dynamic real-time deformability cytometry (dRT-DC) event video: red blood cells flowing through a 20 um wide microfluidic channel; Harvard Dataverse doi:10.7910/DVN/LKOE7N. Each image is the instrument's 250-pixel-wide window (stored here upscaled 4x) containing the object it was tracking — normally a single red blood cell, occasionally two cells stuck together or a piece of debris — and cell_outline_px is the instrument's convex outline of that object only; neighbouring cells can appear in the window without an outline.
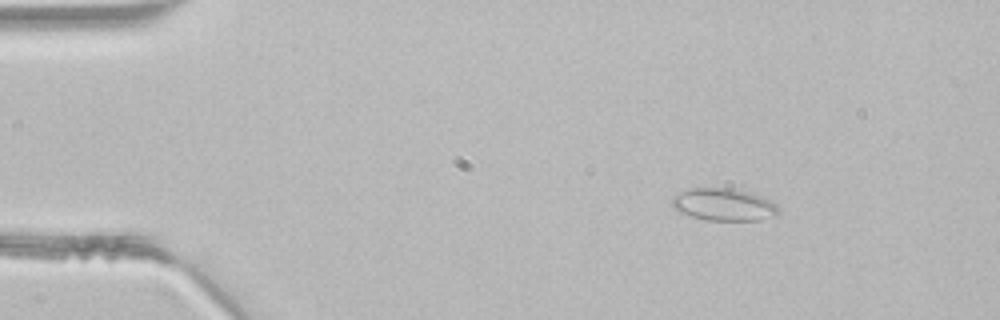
{"species": "common noctule bat (a hibernating species)", "species_latin": "Nyctalus noctula", "temperature_condition": "room temperature", "stored_images_in_passage": 46, "camera_frame_rate_fps": 3000, "um_per_image_px": 0.085, "animal": {"sex": "male", "body_mass_g": 21.5, "forearm_length_mm": 52.0}, "frame": {"image": 1, "passage_image": 7, "time_ms": 2.0, "image_size_px": [1000, 320], "cell_outline_px": [[780, 212], [776, 216], [760, 220], [708, 220], [676, 212], [672, 208], [672, 196], [688, 188], [732, 188], [752, 192], [776, 204]], "centroid_in_image_um": [61.5, 17.38], "position_along_channel_um": 23.5, "area_um2": 20.29}}
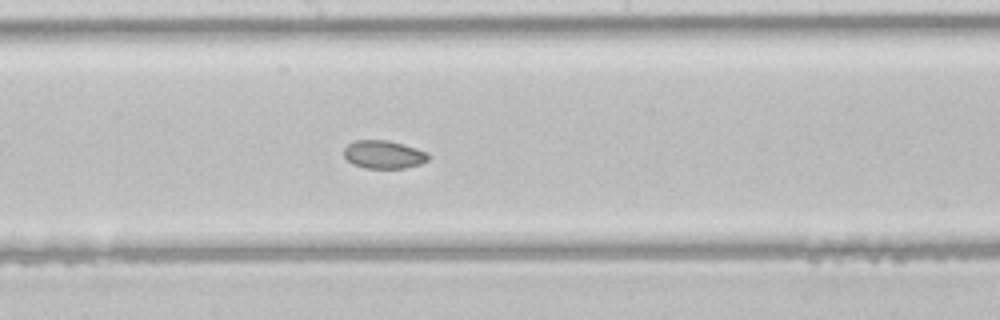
{"frame": {"image": 2, "passage_image": 25, "time_ms": 8.0, "image_size_px": [1000, 320], "cell_outline_px": [[428, 160], [420, 164], [404, 168], [364, 168], [352, 164], [344, 156], [344, 148], [348, 144], [356, 140], [388, 140], [404, 144], [428, 152]], "centroid_in_image_um": [32.61, 13.13], "position_along_channel_um": 215.6, "area_um2": 13.87}}
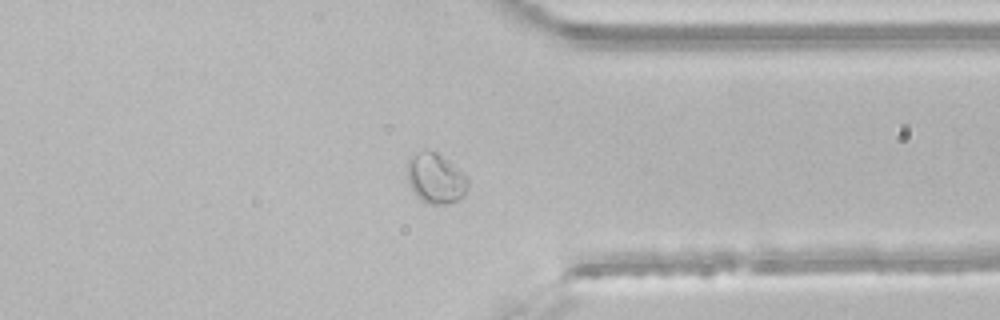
{"frame": {"image": 3, "passage_image": 36, "time_ms": 11.667, "image_size_px": [1000, 320], "cell_outline_px": [[468, 188], [464, 196], [448, 204], [428, 204], [420, 200], [416, 196], [408, 180], [408, 160], [416, 152], [436, 152], [468, 176]], "centroid_in_image_um": [37.05, 15.2], "position_along_channel_um": 374.3, "area_um2": 17.51}}